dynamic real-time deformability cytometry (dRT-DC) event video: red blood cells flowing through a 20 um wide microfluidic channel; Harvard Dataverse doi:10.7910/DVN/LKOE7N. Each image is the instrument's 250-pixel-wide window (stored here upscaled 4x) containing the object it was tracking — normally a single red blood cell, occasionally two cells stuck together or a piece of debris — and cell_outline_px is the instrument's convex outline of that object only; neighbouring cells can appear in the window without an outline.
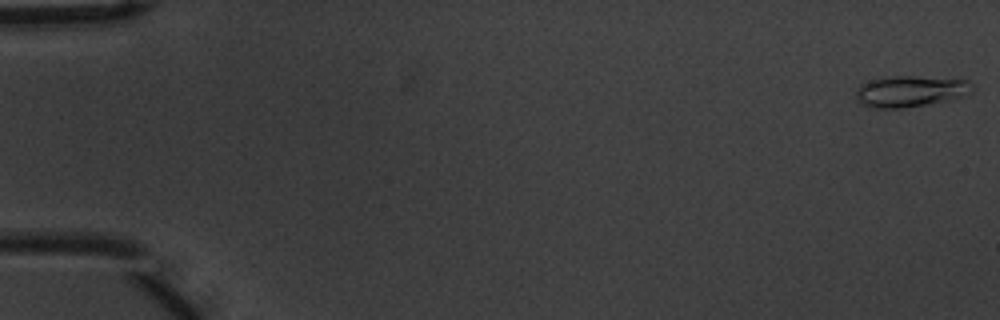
{"species": "common noctule bat (a hibernating species)", "species_latin": "Nyctalus noctula", "temperature_condition": "warm", "stored_images_in_passage": 55, "camera_frame_rate_fps": 3000, "um_per_image_px": 0.085, "animal": {"sex": "male", "body_mass_g": 20.1, "forearm_length_mm": 53.5}, "frame": {"image": 1, "passage_image": 1, "time_ms": 0.0, "image_size_px": [1000, 320], "cell_outline_px": [[972, 92], [964, 96], [948, 100], [900, 108], [868, 108], [856, 100], [856, 92], [860, 84], [884, 76], [960, 76], [968, 80], [972, 84]], "centroid_in_image_um": [77.44, 7.72], "position_along_channel_um": 7.6, "area_um2": 21.79}}
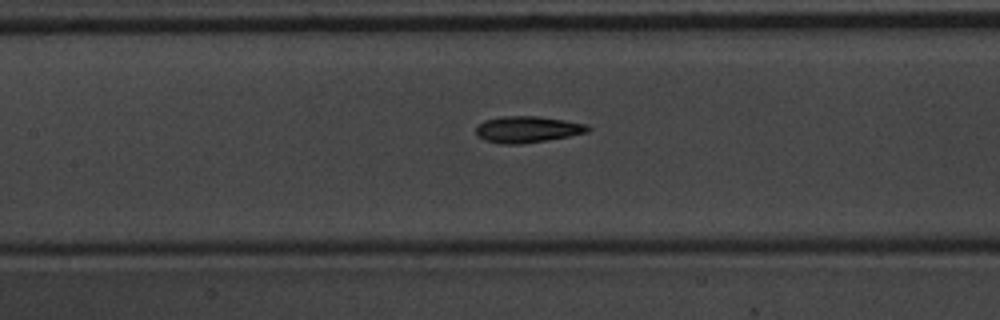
{"frame": {"image": 2, "passage_image": 26, "time_ms": 8.333, "image_size_px": [1000, 320], "cell_outline_px": [[592, 128], [588, 132], [548, 140], [520, 144], [504, 144], [488, 140], [476, 136], [476, 128], [484, 120], [504, 116], [540, 116], [564, 120], [584, 124]], "centroid_in_image_um": [44.84, 10.99], "position_along_channel_um": 162.6, "area_um2": 17.05}}
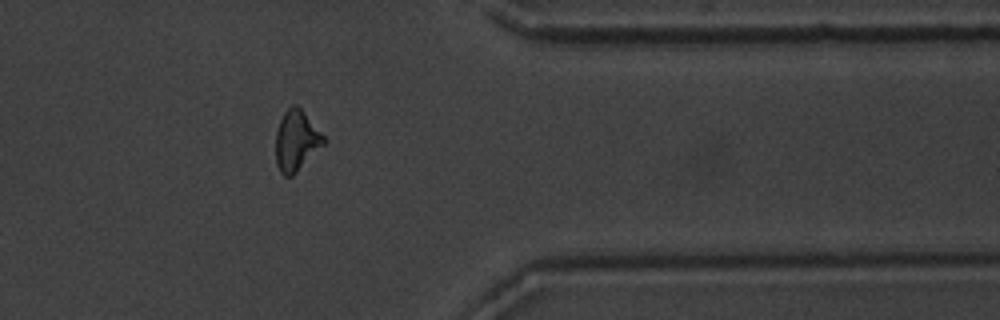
{"frame": {"image": 3, "passage_image": 45, "time_ms": 14.667, "image_size_px": [1000, 320], "cell_outline_px": [[328, 140], [292, 176], [284, 176], [280, 172], [276, 164], [276, 132], [280, 120], [284, 112], [292, 104], [296, 104], [304, 112]], "centroid_in_image_um": [25.19, 11.95], "position_along_channel_um": 386.2, "area_um2": 16.82}, "authors_computed_cell_mechanics": {"area_um2": 16.6464, "velocity_mm_per_s": 3.7283, "shape_relaxation_time_tau1_ms": 4.9746, "shape_relaxation_time_tau2_ms": 2.6232, "deformation_change_tau1": 0.158, "deformation_change_tau2": 0.1057}}